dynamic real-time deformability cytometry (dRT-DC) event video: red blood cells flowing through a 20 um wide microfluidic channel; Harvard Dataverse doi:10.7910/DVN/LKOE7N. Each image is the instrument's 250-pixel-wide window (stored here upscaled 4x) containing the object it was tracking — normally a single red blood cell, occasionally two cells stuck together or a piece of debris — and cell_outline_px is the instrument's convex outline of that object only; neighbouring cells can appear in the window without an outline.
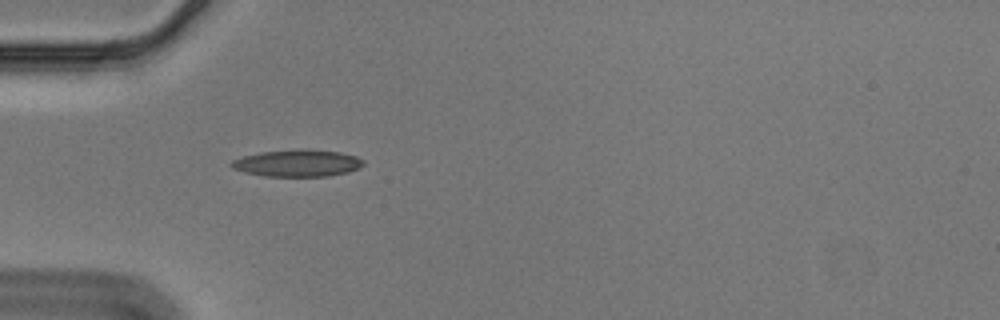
{"species": "Egyptian fruit bat (a non-hibernating species)", "species_latin": "Rousettus aegyptiacus", "temperature_condition": "cold", "stored_images_in_passage": 40, "camera_frame_rate_fps": 3000, "um_per_image_px": 0.085, "animal": {"sex": "male"}, "frame": {"image": 1, "passage_image": 1, "time_ms": 0.0, "image_size_px": [1000, 320], "cell_outline_px": [[364, 164], [360, 168], [348, 172], [328, 176], [264, 176], [244, 172], [232, 168], [228, 164], [232, 160], [244, 156], [260, 152], [296, 148], [308, 148], [340, 152], [356, 156], [364, 160]], "centroid_in_image_um": [25.29, 13.85], "position_along_channel_um": 59.7, "area_um2": 21.1}}
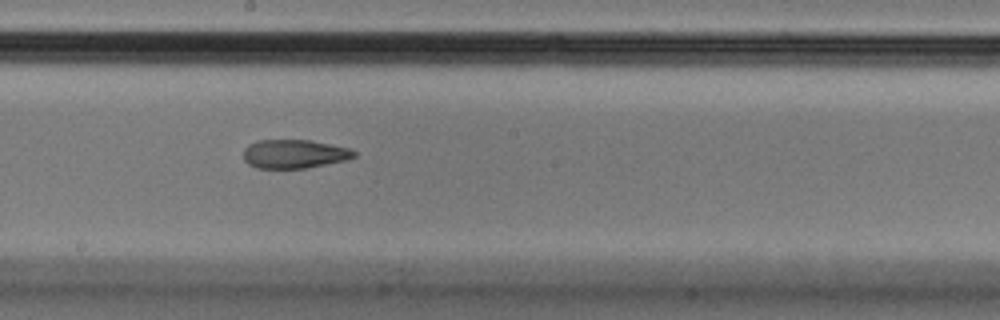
{"frame": {"image": 2, "passage_image": 15, "time_ms": 4.667, "image_size_px": [1000, 320], "cell_outline_px": [[356, 156], [344, 160], [308, 168], [256, 168], [248, 164], [244, 160], [244, 148], [248, 144], [260, 140], [308, 140], [352, 148], [356, 152]], "centroid_in_image_um": [25.01, 13.08], "position_along_channel_um": 223.2, "area_um2": 18.55}}
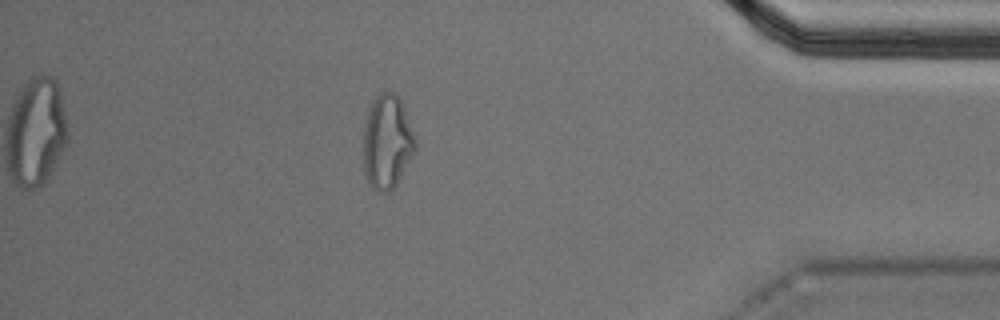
{"frame": {"image": 3, "passage_image": 33, "time_ms": 10.667, "image_size_px": [1000, 320], "cell_outline_px": [[416, 152], [396, 184], [388, 192], [376, 192], [368, 184], [364, 168], [364, 132], [368, 112], [376, 96], [380, 92], [392, 92], [400, 100], [404, 108], [416, 140]], "centroid_in_image_um": [32.92, 12.11], "position_along_channel_um": 402.3, "area_um2": 28.21}, "authors_computed_cell_mechanics": {"area_um2": 20.1433, "velocity_mm_per_s": 3.5732, "shape_relaxation_time_tau1_ms": null, "shape_relaxation_time_tau2_ms": 4.0917, "deformation_change_tau1": null, "deformation_change_tau2": 0.1282}}